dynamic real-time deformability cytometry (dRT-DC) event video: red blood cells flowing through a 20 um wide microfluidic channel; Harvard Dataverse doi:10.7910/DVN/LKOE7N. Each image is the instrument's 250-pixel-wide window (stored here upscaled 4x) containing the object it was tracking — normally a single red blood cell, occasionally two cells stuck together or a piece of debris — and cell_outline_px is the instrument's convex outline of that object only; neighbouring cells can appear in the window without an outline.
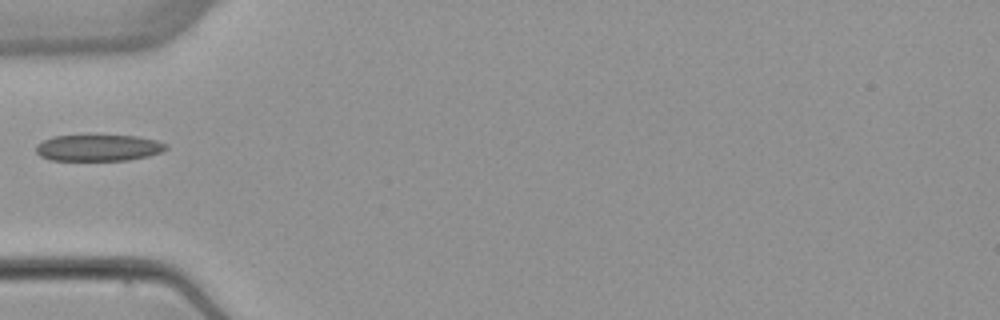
{"species": "common noctule bat (a hibernating species)", "species_latin": "Nyctalus noctula", "temperature_condition": "warm", "stored_images_in_passage": 6, "camera_frame_rate_fps": 3000, "um_per_image_px": 0.085, "animal": {"sex": "female", "body_mass_g": 22.7, "forearm_length_mm": 54.2}, "frame": {"image": 1, "passage_image": 6, "time_ms": 6.0, "image_size_px": [1000, 320], "cell_outline_px": [[168, 148], [160, 152], [148, 156], [128, 160], [52, 160], [40, 156], [36, 152], [36, 144], [52, 136], [136, 136], [156, 140], [168, 144]], "centroid_in_image_um": [8.37, 12.57], "position_along_channel_um": 76.6, "area_um2": 19.88}}